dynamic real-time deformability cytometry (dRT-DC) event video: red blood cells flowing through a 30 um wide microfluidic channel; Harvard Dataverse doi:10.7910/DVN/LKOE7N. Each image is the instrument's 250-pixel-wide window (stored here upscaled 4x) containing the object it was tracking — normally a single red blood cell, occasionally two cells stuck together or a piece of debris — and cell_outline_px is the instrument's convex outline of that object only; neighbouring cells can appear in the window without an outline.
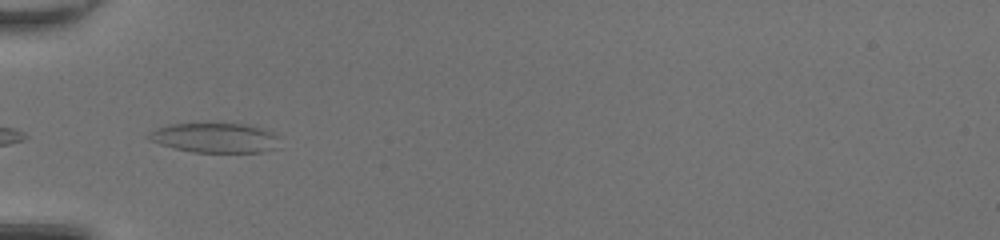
{"species": "common noctule bat (a hibernating species)", "species_latin": "Nyctalus noctula", "temperature_condition": "room temperature", "stored_images_in_passage": 22, "camera_frame_rate_fps": 3000, "um_per_image_px": 0.085, "animal": {"sex": "female", "body_mass_g": 20.0, "forearm_length_mm": 54.0}, "frame": {"image": 1, "passage_image": 4, "time_ms": 1.0, "image_size_px": [1000, 240], "cell_outline_px": [[280, 148], [260, 152], [192, 152], [160, 144], [152, 140], [148, 136], [156, 128], [168, 124], [248, 124], [272, 132], [280, 136]], "centroid_in_image_um": [18.38, 11.72], "position_along_channel_um": 66.6, "area_um2": 22.6}}
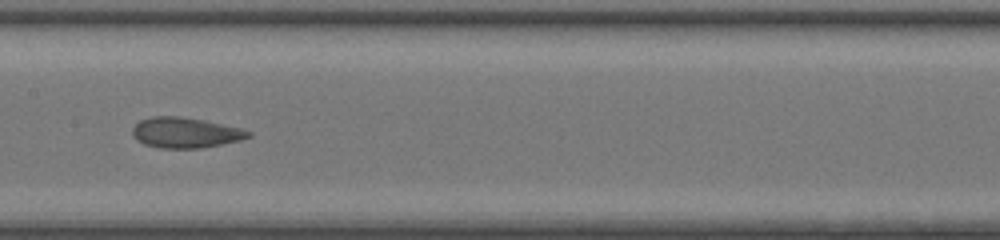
{"frame": {"image": 2, "passage_image": 13, "time_ms": 4.0, "image_size_px": [1000, 240], "cell_outline_px": [[252, 136], [240, 140], [200, 148], [160, 148], [144, 144], [136, 140], [132, 136], [132, 128], [140, 120], [152, 116], [180, 116], [204, 120], [240, 128], [252, 132]], "centroid_in_image_um": [15.73, 11.27], "position_along_channel_um": 191.7, "area_um2": 20.58}}
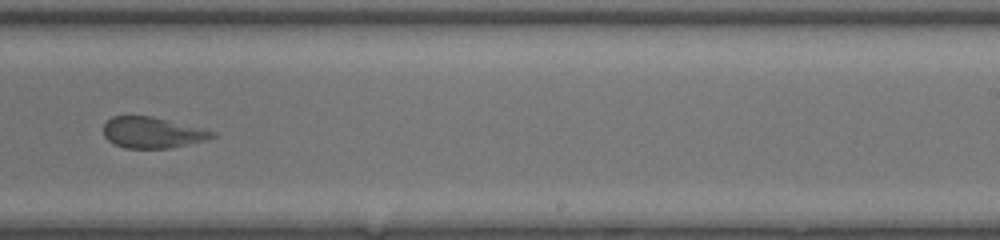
{"frame": {"image": 3, "passage_image": 19, "time_ms": 6.0, "image_size_px": [1000, 240], "cell_outline_px": [[216, 136], [204, 140], [172, 148], [124, 148], [108, 140], [104, 136], [104, 124], [112, 116], [152, 116], [216, 132]], "centroid_in_image_um": [12.93, 11.27], "position_along_channel_um": 276.1, "area_um2": 19.42}}